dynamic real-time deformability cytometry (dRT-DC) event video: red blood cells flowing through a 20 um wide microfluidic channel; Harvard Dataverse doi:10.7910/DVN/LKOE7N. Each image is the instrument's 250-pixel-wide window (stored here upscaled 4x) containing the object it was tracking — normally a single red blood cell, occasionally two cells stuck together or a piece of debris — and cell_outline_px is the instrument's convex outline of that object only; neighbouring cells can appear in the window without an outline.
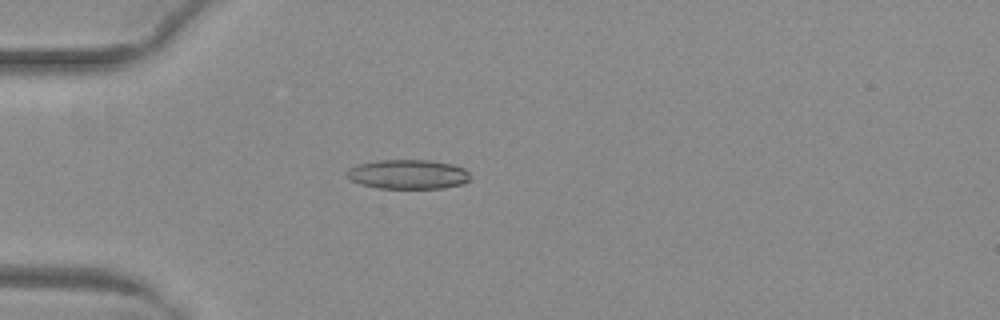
{"species": "common noctule bat (a hibernating species)", "species_latin": "Nyctalus noctula", "temperature_condition": "warm", "stored_images_in_passage": 51, "camera_frame_rate_fps": 3000, "um_per_image_px": 0.085, "animal": {"sex": "female", "body_mass_g": 29.2, "forearm_length_mm": 56.3}, "frame": {"image": 1, "passage_image": 15, "time_ms": 4.667, "image_size_px": [1000, 320], "cell_outline_px": [[468, 180], [464, 184], [444, 188], [376, 188], [360, 184], [352, 180], [344, 172], [348, 168], [360, 164], [380, 160], [428, 160], [452, 164], [464, 168], [468, 172]], "centroid_in_image_um": [34.67, 14.82], "position_along_channel_um": 50.3, "area_um2": 21.1}}
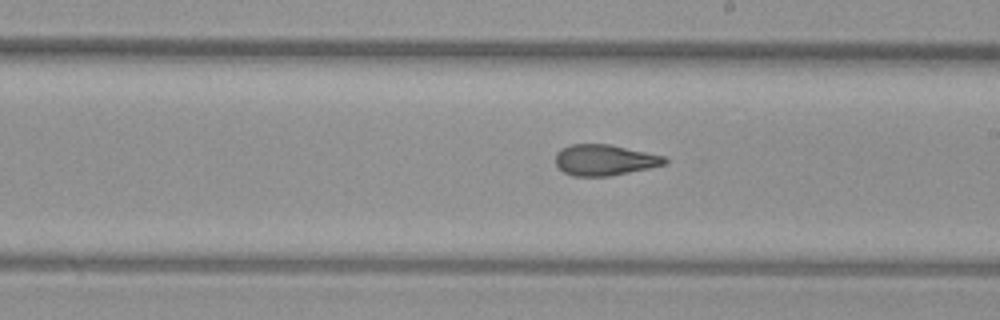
{"frame": {"image": 2, "passage_image": 30, "time_ms": 9.667, "image_size_px": [1000, 320], "cell_outline_px": [[668, 160], [664, 164], [648, 168], [608, 176], [572, 176], [564, 172], [556, 164], [556, 152], [560, 148], [572, 144], [608, 144], [664, 156]], "centroid_in_image_um": [51.34, 13.59], "position_along_channel_um": 237.7, "area_um2": 19.42}}
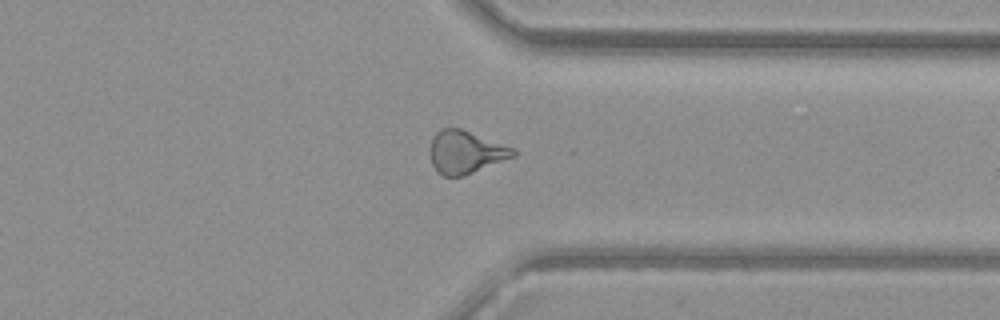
{"frame": {"image": 3, "passage_image": 40, "time_ms": 13.0, "image_size_px": [1000, 320], "cell_outline_px": [[516, 156], [464, 176], [444, 176], [436, 172], [432, 164], [428, 152], [432, 136], [440, 128], [460, 128], [516, 148]], "centroid_in_image_um": [39.56, 12.93], "position_along_channel_um": 371.8, "area_um2": 21.15}, "authors_computed_cell_mechanics": {"area_um2": 21.0392, "velocity_mm_per_s": 4.0585, "shape_relaxation_time_tau1_ms": null, "shape_relaxation_time_tau2_ms": 2.0377, "deformation_change_tau1": null, "deformation_change_tau2": 0.1032}}